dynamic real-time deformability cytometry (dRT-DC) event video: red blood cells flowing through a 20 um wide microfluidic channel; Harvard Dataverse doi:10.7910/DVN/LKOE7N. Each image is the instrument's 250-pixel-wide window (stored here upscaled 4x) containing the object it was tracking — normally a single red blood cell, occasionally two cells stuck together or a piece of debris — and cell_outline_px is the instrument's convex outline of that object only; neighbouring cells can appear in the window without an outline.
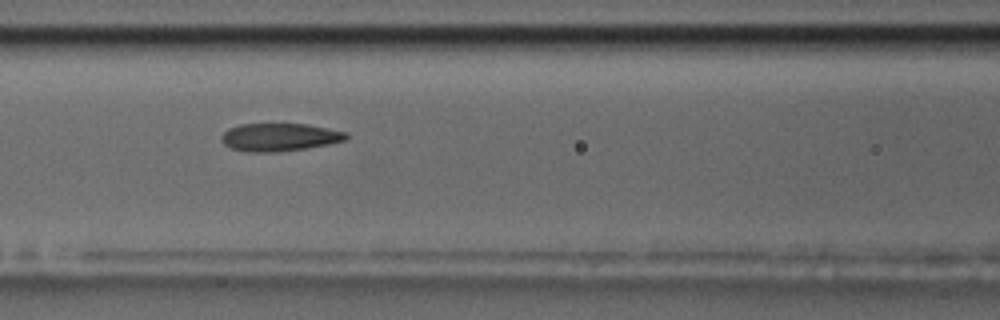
{"species": "common noctule bat (a hibernating species)", "species_latin": "Nyctalus noctula", "temperature_condition": "room temperature", "stored_images_in_passage": 39, "camera_frame_rate_fps": 3000, "um_per_image_px": 0.085, "animal": {"sex": "male", "body_mass_g": 17.5, "forearm_length_mm": 52.3}, "frame": {"image": 1, "passage_image": 13, "time_ms": 4.0, "image_size_px": [1000, 320], "cell_outline_px": [[348, 136], [344, 140], [328, 144], [308, 148], [276, 152], [248, 152], [232, 148], [224, 144], [220, 140], [220, 136], [228, 128], [240, 124], [308, 124], [348, 132]], "centroid_in_image_um": [23.74, 11.65], "position_along_channel_um": 142.9, "area_um2": 20.35}}
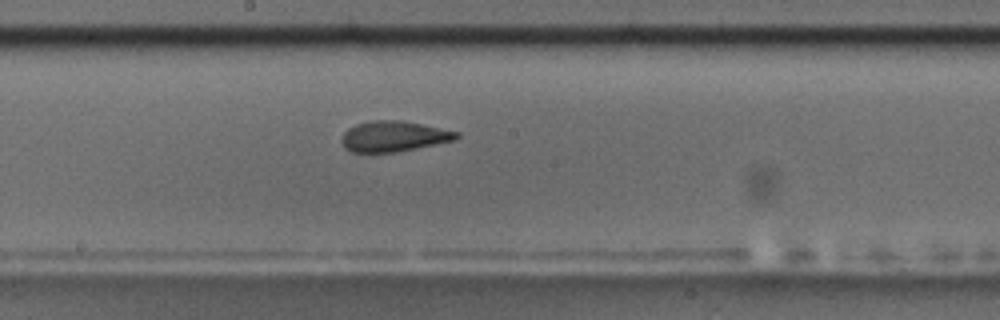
{"frame": {"image": 2, "passage_image": 19, "time_ms": 6.0, "image_size_px": [1000, 320], "cell_outline_px": [[460, 136], [456, 140], [396, 152], [352, 152], [344, 148], [340, 140], [344, 132], [348, 128], [356, 124], [372, 120], [404, 120], [460, 132]], "centroid_in_image_um": [33.47, 11.58], "position_along_channel_um": 214.7, "area_um2": 20.63}}
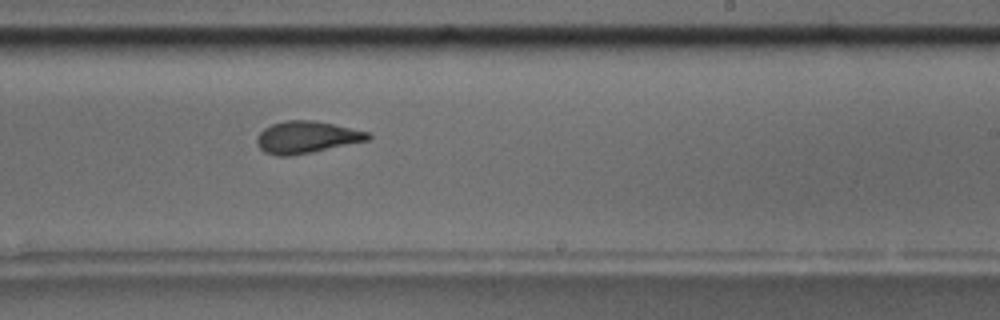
{"frame": {"image": 3, "passage_image": 23, "time_ms": 7.333, "image_size_px": [1000, 320], "cell_outline_px": [[372, 136], [368, 140], [312, 152], [288, 156], [276, 156], [264, 152], [256, 144], [256, 136], [264, 128], [272, 124], [284, 120], [312, 120], [332, 124], [368, 132]], "centroid_in_image_um": [26.0, 11.66], "position_along_channel_um": 263.0, "area_um2": 20.63}, "authors_computed_cell_mechanics": {"area_um2": 20.6924, "velocity_mm_per_s": 3.6217, "shape_relaxation_time_tau1_ms": 6.5963, "shape_relaxation_time_tau2_ms": 1.6953, "deformation_change_tau1": 0.1813, "deformation_change_tau2": 0.0907}}